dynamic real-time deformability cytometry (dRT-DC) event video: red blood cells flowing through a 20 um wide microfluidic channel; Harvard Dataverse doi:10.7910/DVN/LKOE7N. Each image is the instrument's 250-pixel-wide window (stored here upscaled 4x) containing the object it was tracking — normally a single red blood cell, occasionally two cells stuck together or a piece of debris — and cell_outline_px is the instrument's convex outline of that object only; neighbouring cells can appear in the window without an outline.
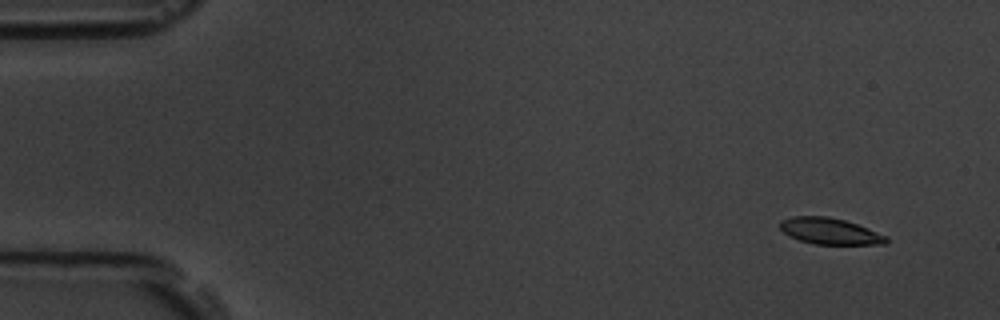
{"species": "common noctule bat (a hibernating species)", "species_latin": "Nyctalus noctula", "temperature_condition": "room temperature", "stored_images_in_passage": 5, "camera_frame_rate_fps": 3000, "um_per_image_px": 0.085, "animal": {"sex": "male", "body_mass_g": 19.5, "forearm_length_mm": 54.6}, "frame": {"image": 1, "passage_image": 2, "time_ms": 1.0, "image_size_px": [1000, 320], "cell_outline_px": [[888, 244], [812, 244], [788, 236], [780, 228], [780, 220], [792, 216], [828, 216], [844, 220], [856, 224], [888, 236]], "centroid_in_image_um": [70.52, 19.65], "position_along_channel_um": 14.5, "area_um2": 16.3}}
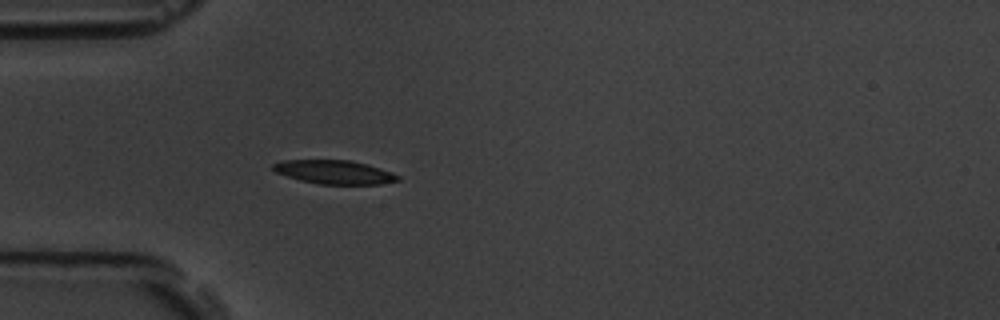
{"frame": {"image": 2, "passage_image": 5, "time_ms": 5.333, "image_size_px": [1000, 320], "cell_outline_px": [[400, 180], [380, 184], [320, 184], [300, 180], [276, 172], [272, 168], [272, 164], [284, 160], [348, 160], [368, 164], [392, 172], [400, 176]], "centroid_in_image_um": [28.45, 14.62], "position_along_channel_um": 56.6, "area_um2": 17.17}}